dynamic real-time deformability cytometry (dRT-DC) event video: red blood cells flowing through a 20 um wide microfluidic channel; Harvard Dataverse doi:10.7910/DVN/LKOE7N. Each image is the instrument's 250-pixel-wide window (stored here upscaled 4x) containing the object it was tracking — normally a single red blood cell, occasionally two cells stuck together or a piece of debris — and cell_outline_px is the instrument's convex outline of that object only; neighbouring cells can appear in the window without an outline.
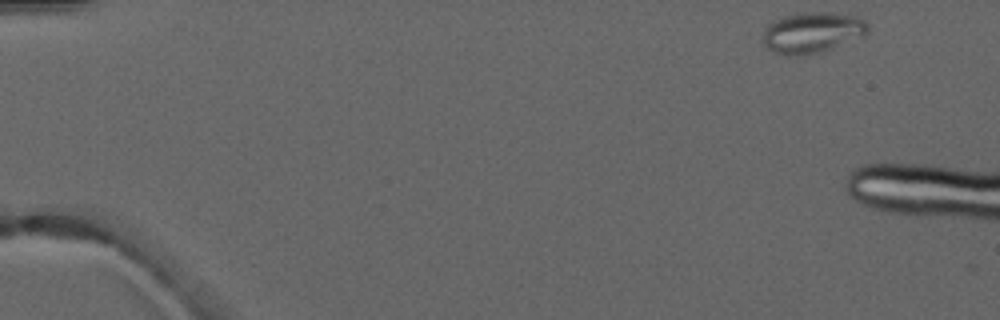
{"species": "common noctule bat (a hibernating species)", "species_latin": "Nyctalus noctula", "temperature_condition": "warm", "stored_images_in_passage": 3, "camera_frame_rate_fps": 3000, "um_per_image_px": 0.085, "animal": {"sex": "male", "forearm_length_mm": 52.5}, "frame": {"image": 1, "passage_image": 1, "time_ms": 0.0, "image_size_px": [1000, 320], "cell_outline_px": [[868, 36], [820, 52], [800, 56], [788, 56], [776, 52], [768, 48], [760, 40], [760, 36], [764, 28], [772, 20], [784, 16], [800, 12], [824, 12], [856, 16], [864, 20], [868, 24]], "centroid_in_image_um": [69.02, 2.77], "position_along_channel_um": 16.0, "area_um2": 25.55}}